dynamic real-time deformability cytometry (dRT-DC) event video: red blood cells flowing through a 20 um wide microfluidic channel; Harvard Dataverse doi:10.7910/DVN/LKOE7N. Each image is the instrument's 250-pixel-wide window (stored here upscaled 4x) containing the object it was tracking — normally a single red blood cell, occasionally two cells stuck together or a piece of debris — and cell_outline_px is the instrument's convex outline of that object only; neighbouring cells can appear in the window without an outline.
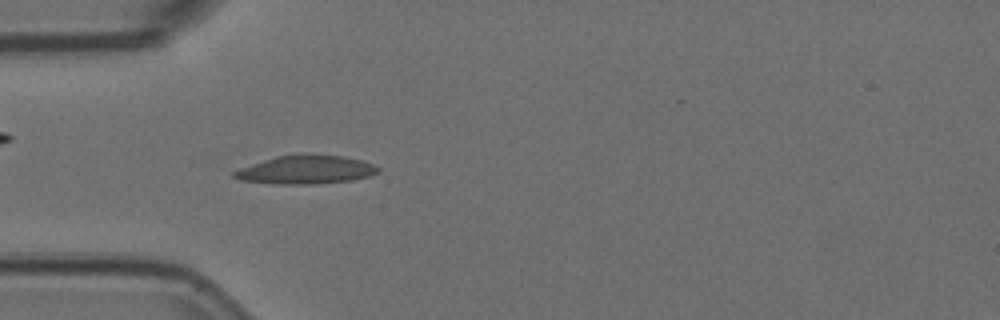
{"species": "Egyptian fruit bat (a non-hibernating species)", "species_latin": "Rousettus aegyptiacus", "temperature_condition": "room temperature", "stored_images_in_passage": 39, "camera_frame_rate_fps": 3000, "um_per_image_px": 0.085, "animal": {"sex": "female"}, "frame": {"image": 1, "passage_image": 7, "time_ms": 2.0, "image_size_px": [1000, 320], "cell_outline_px": [[380, 172], [368, 176], [352, 180], [316, 184], [272, 184], [240, 180], [232, 176], [232, 172], [240, 168], [276, 156], [300, 152], [308, 152], [344, 156], [360, 160], [372, 164], [380, 168]], "centroid_in_image_um": [25.99, 14.4], "position_along_channel_um": 59.0, "area_um2": 24.45}}
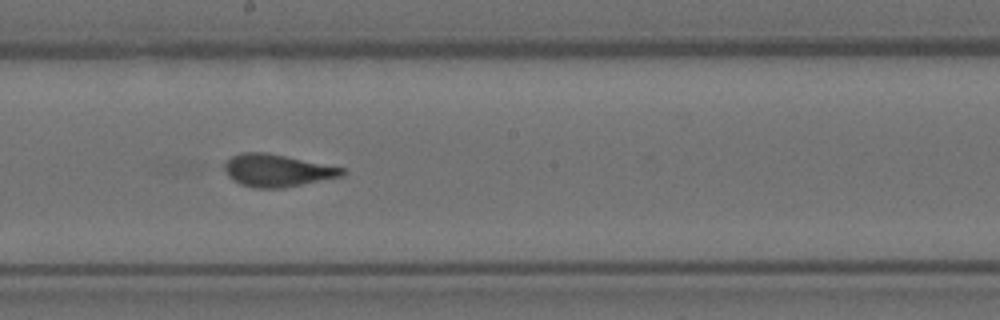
{"frame": {"image": 2, "passage_image": 21, "time_ms": 6.667, "image_size_px": [1000, 320], "cell_outline_px": [[348, 172], [344, 176], [284, 188], [252, 188], [240, 184], [232, 180], [228, 176], [224, 168], [224, 164], [232, 156], [240, 152], [268, 152], [344, 168]], "centroid_in_image_um": [23.57, 14.49], "position_along_channel_um": 224.6, "area_um2": 22.48}}
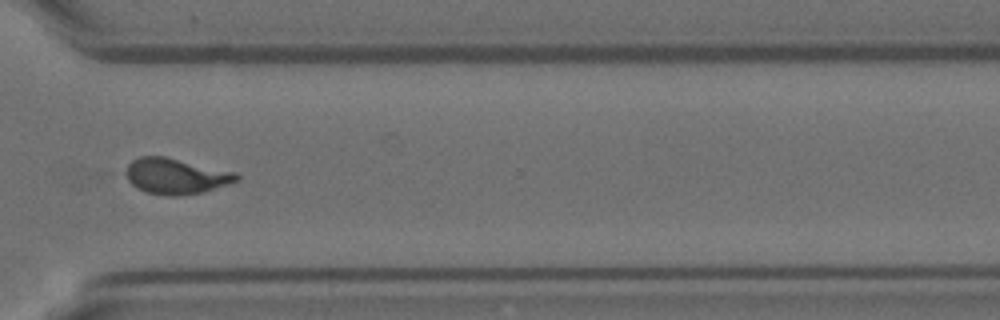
{"frame": {"image": 3, "passage_image": 32, "time_ms": 10.333, "image_size_px": [1000, 320], "cell_outline_px": [[240, 180], [204, 192], [180, 196], [168, 196], [144, 192], [136, 188], [120, 172], [132, 160], [140, 156], [164, 156], [236, 172], [240, 176]], "centroid_in_image_um": [14.9, 14.98], "position_along_channel_um": 355.7, "area_um2": 23.52}, "authors_computed_cell_mechanics": {"area_um2": 22.3686, "velocity_mm_per_s": 3.5803, "shape_relaxation_time_tau1_ms": 4.4528, "shape_relaxation_time_tau2_ms": 0.7767, "deformation_change_tau1": 0.1527, "deformation_change_tau2": 0.0505}}